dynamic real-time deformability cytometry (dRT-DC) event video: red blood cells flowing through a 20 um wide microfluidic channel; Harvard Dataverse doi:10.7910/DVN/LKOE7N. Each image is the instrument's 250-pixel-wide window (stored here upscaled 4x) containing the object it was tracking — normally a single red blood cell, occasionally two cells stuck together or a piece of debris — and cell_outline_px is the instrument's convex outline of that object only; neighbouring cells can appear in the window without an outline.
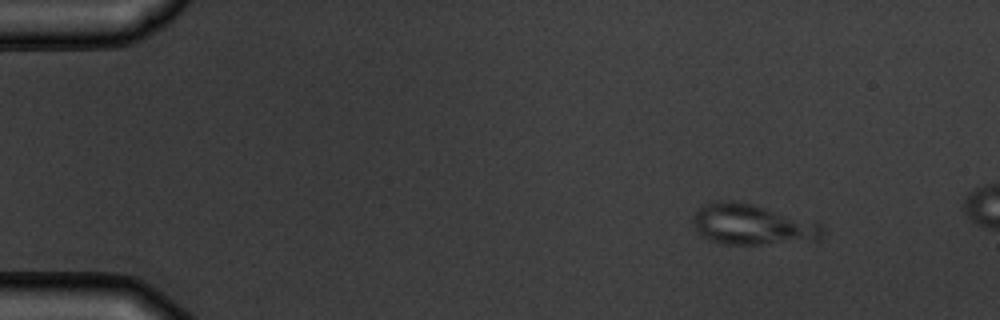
{"species": "common noctule bat (a hibernating species)", "species_latin": "Nyctalus noctula", "temperature_condition": "warm", "stored_images_in_passage": 3, "camera_frame_rate_fps": 3000, "um_per_image_px": 0.085, "animal": {"sex": "male", "body_mass_g": 19.5, "forearm_length_mm": 54.6}, "frame": {"image": 1, "passage_image": 1, "time_ms": 0.0, "image_size_px": [1000, 320], "cell_outline_px": [[824, 236], [820, 240], [756, 244], [728, 244], [712, 240], [696, 232], [692, 224], [692, 216], [696, 208], [712, 200], [732, 200], [752, 204], [820, 224], [824, 232]], "centroid_in_image_um": [63.85, 19.07], "position_along_channel_um": 21.1, "area_um2": 30.46}}